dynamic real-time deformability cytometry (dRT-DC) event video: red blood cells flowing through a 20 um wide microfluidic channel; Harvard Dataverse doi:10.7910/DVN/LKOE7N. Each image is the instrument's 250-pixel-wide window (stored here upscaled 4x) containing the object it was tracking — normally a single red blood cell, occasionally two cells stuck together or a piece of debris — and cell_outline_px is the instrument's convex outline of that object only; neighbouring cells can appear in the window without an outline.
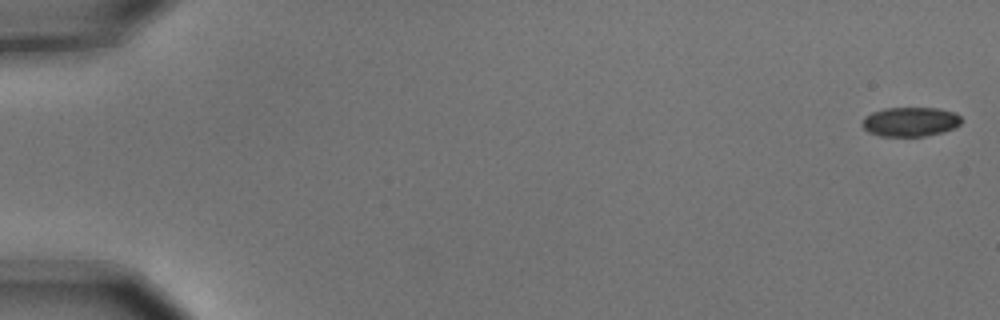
{"species": "common noctule bat (a hibernating species)", "species_latin": "Nyctalus noctula", "temperature_condition": "cold", "stored_images_in_passage": 16, "camera_frame_rate_fps": 3000, "um_per_image_px": 0.085, "animal": {"sex": "male", "body_mass_g": 15.6}, "frame": {"image": 1, "passage_image": 1, "time_ms": 0.0, "image_size_px": [1000, 320], "cell_outline_px": [[960, 124], [956, 128], [944, 132], [924, 136], [880, 136], [868, 132], [860, 124], [864, 116], [872, 112], [884, 108], [940, 108], [956, 112], [960, 116]], "centroid_in_image_um": [77.37, 10.34], "position_along_channel_um": 7.6, "area_um2": 17.22}}
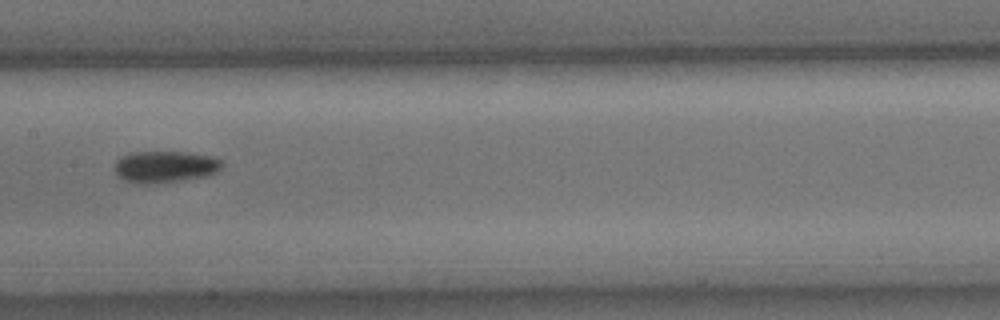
{"frame": {"image": 2, "passage_image": 8, "time_ms": 2.333, "image_size_px": [1000, 320], "cell_outline_px": [[224, 164], [216, 172], [208, 176], [160, 184], [136, 184], [124, 180], [116, 176], [112, 168], [116, 160], [120, 156], [128, 152], [184, 152], [208, 156], [220, 160]], "centroid_in_image_um": [13.93, 14.2], "position_along_channel_um": 193.5, "area_um2": 20.35}}
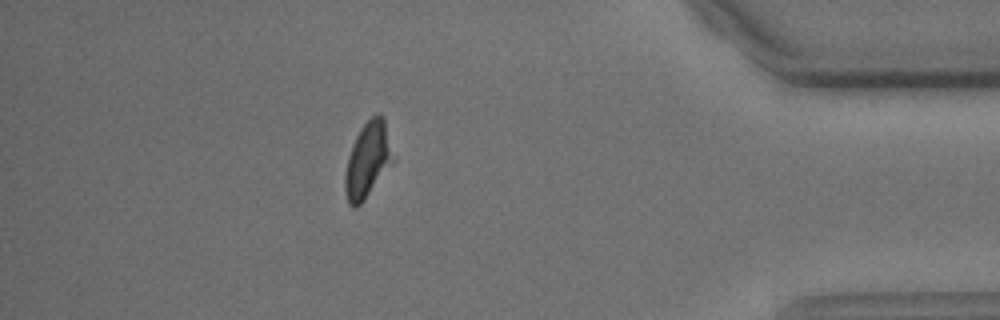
{"frame": {"image": 3, "passage_image": 16, "time_ms": 5.0, "image_size_px": [1000, 320], "cell_outline_px": [[396, 156], [392, 164], [364, 200], [356, 208], [352, 208], [348, 204], [344, 188], [344, 176], [348, 156], [352, 144], [360, 128], [372, 116], [380, 116], [384, 120]], "centroid_in_image_um": [31.26, 13.64], "position_along_channel_um": 403.9, "area_um2": 21.21}}